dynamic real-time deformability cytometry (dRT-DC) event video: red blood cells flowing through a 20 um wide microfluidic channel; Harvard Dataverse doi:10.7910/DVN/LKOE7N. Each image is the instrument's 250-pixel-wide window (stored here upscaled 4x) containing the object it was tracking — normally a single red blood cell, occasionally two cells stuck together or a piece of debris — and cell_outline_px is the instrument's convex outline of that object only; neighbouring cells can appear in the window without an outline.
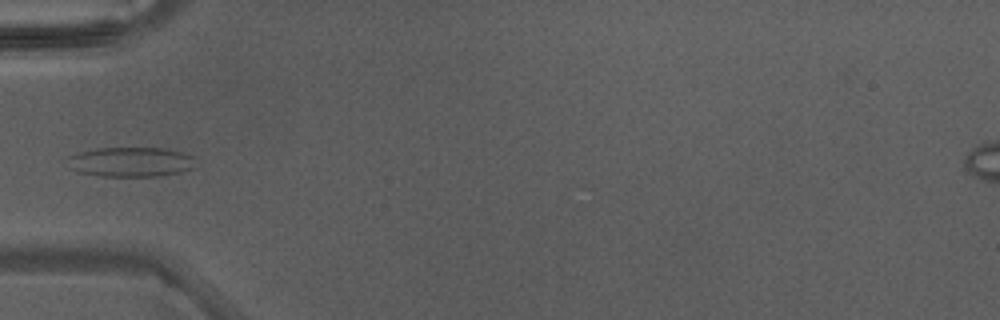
{"species": "Egyptian fruit bat (a non-hibernating species)", "species_latin": "Rousettus aegyptiacus", "temperature_condition": "warm", "stored_images_in_passage": 5, "camera_frame_rate_fps": 3000, "um_per_image_px": 0.085, "animal": {"sex": "male"}, "frame": {"image": 1, "passage_image": 5, "time_ms": 1.333, "image_size_px": [1000, 320], "cell_outline_px": [[196, 156], [192, 168], [180, 172], [160, 176], [104, 176], [80, 172], [68, 168], [68, 156], [80, 152], [96, 148], [168, 148], [184, 152]], "centroid_in_image_um": [11.14, 13.75], "position_along_channel_um": 73.9, "area_um2": 22.31}}